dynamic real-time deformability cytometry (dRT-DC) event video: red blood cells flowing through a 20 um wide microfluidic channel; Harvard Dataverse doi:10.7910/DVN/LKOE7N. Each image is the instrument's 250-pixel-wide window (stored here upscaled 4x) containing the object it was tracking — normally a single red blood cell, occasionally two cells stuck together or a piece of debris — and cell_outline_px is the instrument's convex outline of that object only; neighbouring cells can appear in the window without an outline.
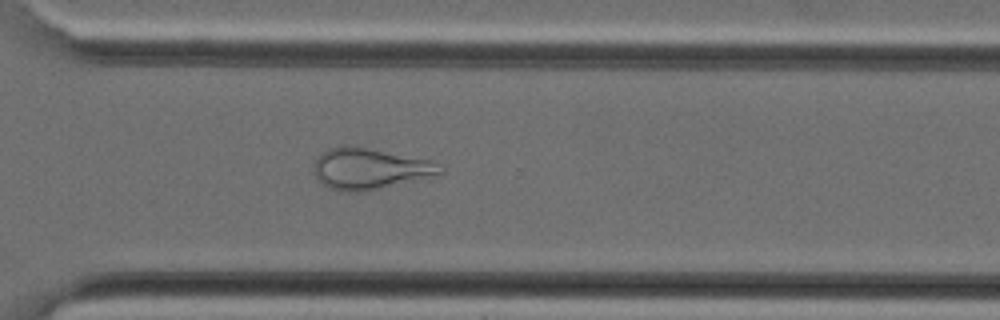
{"species": "Egyptian fruit bat (a non-hibernating species)", "species_latin": "Rousettus aegyptiacus", "temperature_condition": "cold", "stored_images_in_passage": 37, "camera_frame_rate_fps": 3000, "um_per_image_px": 0.085, "animal": {"sex": "female"}, "frame": {"image": 1, "passage_image": 27, "time_ms": 8.667, "image_size_px": [1000, 320], "cell_outline_px": [[444, 172], [364, 192], [340, 192], [328, 188], [320, 184], [316, 176], [316, 160], [328, 148], [340, 144], [364, 148], [428, 160], [444, 168]], "centroid_in_image_um": [31.34, 14.36], "position_along_channel_um": 339.3, "area_um2": 29.42}}